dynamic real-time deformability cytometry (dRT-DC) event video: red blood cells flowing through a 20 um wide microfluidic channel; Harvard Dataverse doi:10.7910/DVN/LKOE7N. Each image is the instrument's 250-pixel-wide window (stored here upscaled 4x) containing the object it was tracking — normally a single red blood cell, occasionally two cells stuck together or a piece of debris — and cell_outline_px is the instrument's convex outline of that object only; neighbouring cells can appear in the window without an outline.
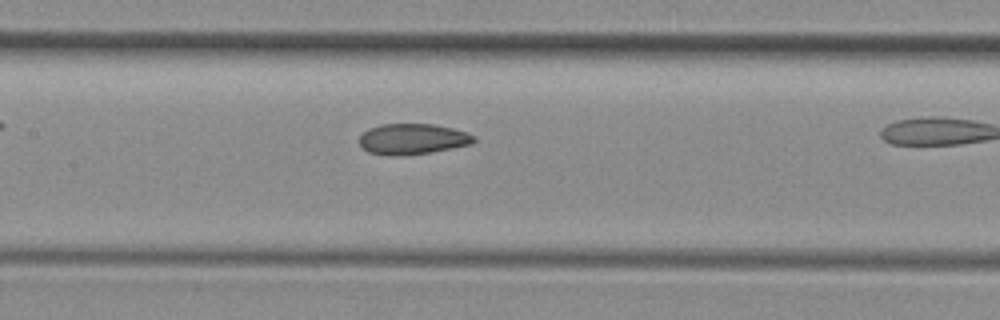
{"species": "common noctule bat (a hibernating species)", "species_latin": "Nyctalus noctula", "temperature_condition": "room temperature", "stored_images_in_passage": 24, "camera_frame_rate_fps": 3000, "um_per_image_px": 0.085, "animal": {"sex": "female", "body_mass_g": 29.2, "forearm_length_mm": 56.3}, "frame": {"image": 1, "passage_image": 8, "time_ms": 2.333, "image_size_px": [1000, 320], "cell_outline_px": [[476, 140], [472, 144], [452, 148], [428, 152], [388, 156], [368, 152], [360, 144], [360, 136], [368, 128], [380, 124], [432, 124], [452, 128], [476, 136]], "centroid_in_image_um": [35.06, 11.81], "position_along_channel_um": 172.3, "area_um2": 20.29}}
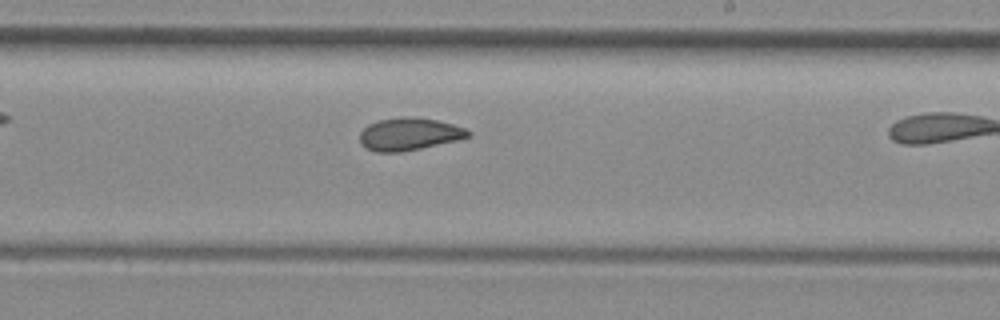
{"frame": {"image": 2, "passage_image": 14, "time_ms": 4.333, "image_size_px": [1000, 320], "cell_outline_px": [[472, 136], [460, 140], [400, 152], [376, 152], [364, 148], [360, 140], [360, 132], [368, 124], [376, 120], [404, 116], [408, 116], [436, 120], [452, 124], [464, 128], [472, 132]], "centroid_in_image_um": [34.78, 11.4], "position_along_channel_um": 254.2, "area_um2": 20.69}}
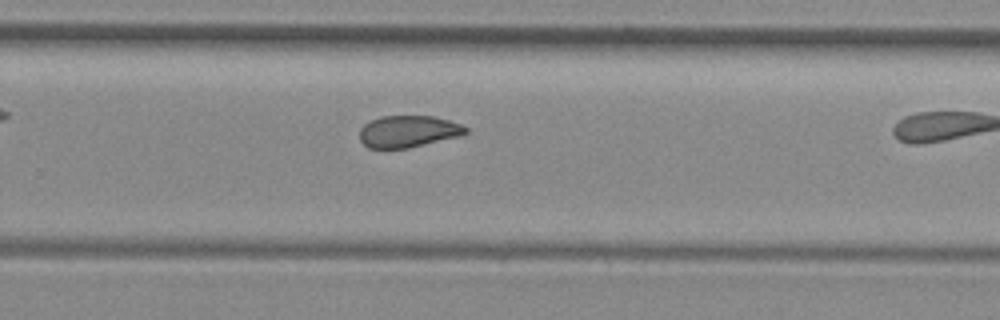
{"frame": {"image": 3, "passage_image": 17, "time_ms": 5.333, "image_size_px": [1000, 320], "cell_outline_px": [[468, 132], [460, 136], [408, 148], [368, 148], [360, 140], [360, 128], [364, 124], [380, 116], [432, 116], [448, 120], [460, 124], [468, 128]], "centroid_in_image_um": [34.69, 11.17], "position_along_channel_um": 295.1, "area_um2": 19.59}}